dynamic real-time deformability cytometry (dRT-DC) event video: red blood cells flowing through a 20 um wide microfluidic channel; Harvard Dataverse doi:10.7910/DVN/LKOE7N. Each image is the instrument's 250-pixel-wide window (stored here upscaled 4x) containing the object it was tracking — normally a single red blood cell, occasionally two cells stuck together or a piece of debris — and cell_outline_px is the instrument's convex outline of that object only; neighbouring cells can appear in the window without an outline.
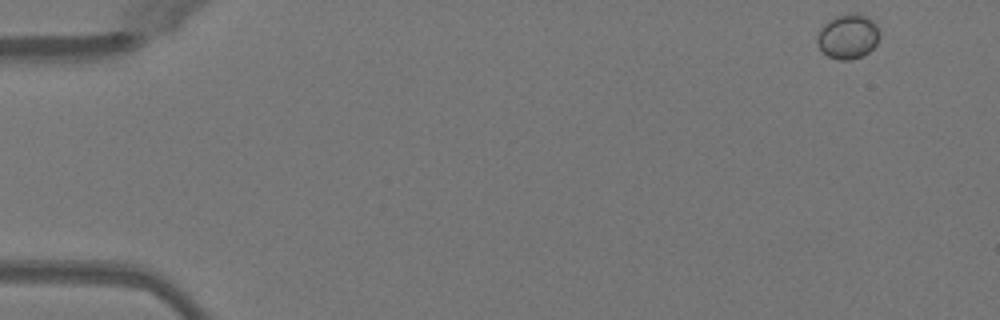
{"species": "Egyptian fruit bat (a non-hibernating species)", "species_latin": "Rousettus aegyptiacus", "temperature_condition": "warm", "stored_images_in_passage": 7, "camera_frame_rate_fps": 3000, "um_per_image_px": 0.085, "animal": {"sex": "female"}, "frame": {"image": 1, "passage_image": 1, "time_ms": 0.0, "image_size_px": [1000, 320], "cell_outline_px": [[880, 36], [876, 44], [868, 52], [860, 56], [848, 60], [840, 60], [828, 56], [816, 44], [816, 36], [820, 28], [824, 24], [836, 16], [856, 12], [872, 20], [876, 24], [880, 32]], "centroid_in_image_um": [72.07, 3.09], "position_along_channel_um": 12.9, "area_um2": 16.18}}